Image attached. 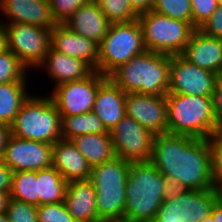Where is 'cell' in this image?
<instances>
[{
    "label": "cell",
    "instance_id": "obj_1",
    "mask_svg": "<svg viewBox=\"0 0 222 222\" xmlns=\"http://www.w3.org/2000/svg\"><path fill=\"white\" fill-rule=\"evenodd\" d=\"M150 161L163 176L177 177L189 190L214 188L208 139L157 134Z\"/></svg>",
    "mask_w": 222,
    "mask_h": 222
},
{
    "label": "cell",
    "instance_id": "obj_2",
    "mask_svg": "<svg viewBox=\"0 0 222 222\" xmlns=\"http://www.w3.org/2000/svg\"><path fill=\"white\" fill-rule=\"evenodd\" d=\"M171 55L146 50L120 65L108 77L125 93L166 96Z\"/></svg>",
    "mask_w": 222,
    "mask_h": 222
},
{
    "label": "cell",
    "instance_id": "obj_3",
    "mask_svg": "<svg viewBox=\"0 0 222 222\" xmlns=\"http://www.w3.org/2000/svg\"><path fill=\"white\" fill-rule=\"evenodd\" d=\"M165 177L151 161L131 162L126 181L124 220L153 222L161 207Z\"/></svg>",
    "mask_w": 222,
    "mask_h": 222
},
{
    "label": "cell",
    "instance_id": "obj_4",
    "mask_svg": "<svg viewBox=\"0 0 222 222\" xmlns=\"http://www.w3.org/2000/svg\"><path fill=\"white\" fill-rule=\"evenodd\" d=\"M131 162L119 157L91 167L90 181L96 191V208L101 222L124 219L126 181Z\"/></svg>",
    "mask_w": 222,
    "mask_h": 222
},
{
    "label": "cell",
    "instance_id": "obj_5",
    "mask_svg": "<svg viewBox=\"0 0 222 222\" xmlns=\"http://www.w3.org/2000/svg\"><path fill=\"white\" fill-rule=\"evenodd\" d=\"M168 133L208 139L216 132L210 97L167 94Z\"/></svg>",
    "mask_w": 222,
    "mask_h": 222
},
{
    "label": "cell",
    "instance_id": "obj_6",
    "mask_svg": "<svg viewBox=\"0 0 222 222\" xmlns=\"http://www.w3.org/2000/svg\"><path fill=\"white\" fill-rule=\"evenodd\" d=\"M12 136L54 144L61 136V116L50 95H30L10 125Z\"/></svg>",
    "mask_w": 222,
    "mask_h": 222
},
{
    "label": "cell",
    "instance_id": "obj_7",
    "mask_svg": "<svg viewBox=\"0 0 222 222\" xmlns=\"http://www.w3.org/2000/svg\"><path fill=\"white\" fill-rule=\"evenodd\" d=\"M146 50L138 19L128 23H111L99 44L98 68L95 71L108 77L120 65Z\"/></svg>",
    "mask_w": 222,
    "mask_h": 222
},
{
    "label": "cell",
    "instance_id": "obj_8",
    "mask_svg": "<svg viewBox=\"0 0 222 222\" xmlns=\"http://www.w3.org/2000/svg\"><path fill=\"white\" fill-rule=\"evenodd\" d=\"M145 48L166 55H180L196 30L189 22L152 10L139 14Z\"/></svg>",
    "mask_w": 222,
    "mask_h": 222
},
{
    "label": "cell",
    "instance_id": "obj_9",
    "mask_svg": "<svg viewBox=\"0 0 222 222\" xmlns=\"http://www.w3.org/2000/svg\"><path fill=\"white\" fill-rule=\"evenodd\" d=\"M221 196L215 188L188 190L183 195L164 200L153 222H201L211 214Z\"/></svg>",
    "mask_w": 222,
    "mask_h": 222
},
{
    "label": "cell",
    "instance_id": "obj_10",
    "mask_svg": "<svg viewBox=\"0 0 222 222\" xmlns=\"http://www.w3.org/2000/svg\"><path fill=\"white\" fill-rule=\"evenodd\" d=\"M7 47L29 69H36L51 47V30L25 23L5 24Z\"/></svg>",
    "mask_w": 222,
    "mask_h": 222
},
{
    "label": "cell",
    "instance_id": "obj_11",
    "mask_svg": "<svg viewBox=\"0 0 222 222\" xmlns=\"http://www.w3.org/2000/svg\"><path fill=\"white\" fill-rule=\"evenodd\" d=\"M110 132L115 156L130 162L150 161L155 134L129 116Z\"/></svg>",
    "mask_w": 222,
    "mask_h": 222
},
{
    "label": "cell",
    "instance_id": "obj_12",
    "mask_svg": "<svg viewBox=\"0 0 222 222\" xmlns=\"http://www.w3.org/2000/svg\"><path fill=\"white\" fill-rule=\"evenodd\" d=\"M106 78L107 76L94 71L83 80L54 87L50 97L60 116L80 115L92 111L98 88Z\"/></svg>",
    "mask_w": 222,
    "mask_h": 222
},
{
    "label": "cell",
    "instance_id": "obj_13",
    "mask_svg": "<svg viewBox=\"0 0 222 222\" xmlns=\"http://www.w3.org/2000/svg\"><path fill=\"white\" fill-rule=\"evenodd\" d=\"M219 76L194 65L180 55H171L168 94L213 97Z\"/></svg>",
    "mask_w": 222,
    "mask_h": 222
},
{
    "label": "cell",
    "instance_id": "obj_14",
    "mask_svg": "<svg viewBox=\"0 0 222 222\" xmlns=\"http://www.w3.org/2000/svg\"><path fill=\"white\" fill-rule=\"evenodd\" d=\"M1 160L13 171L52 167V144L11 136Z\"/></svg>",
    "mask_w": 222,
    "mask_h": 222
},
{
    "label": "cell",
    "instance_id": "obj_15",
    "mask_svg": "<svg viewBox=\"0 0 222 222\" xmlns=\"http://www.w3.org/2000/svg\"><path fill=\"white\" fill-rule=\"evenodd\" d=\"M126 116L157 134L168 133L166 96L126 93Z\"/></svg>",
    "mask_w": 222,
    "mask_h": 222
},
{
    "label": "cell",
    "instance_id": "obj_16",
    "mask_svg": "<svg viewBox=\"0 0 222 222\" xmlns=\"http://www.w3.org/2000/svg\"><path fill=\"white\" fill-rule=\"evenodd\" d=\"M0 13L5 24L25 23L52 30L56 25L49 0H0Z\"/></svg>",
    "mask_w": 222,
    "mask_h": 222
},
{
    "label": "cell",
    "instance_id": "obj_17",
    "mask_svg": "<svg viewBox=\"0 0 222 222\" xmlns=\"http://www.w3.org/2000/svg\"><path fill=\"white\" fill-rule=\"evenodd\" d=\"M51 47L85 61L94 71L98 68L99 45L68 29L64 24H56L51 30Z\"/></svg>",
    "mask_w": 222,
    "mask_h": 222
},
{
    "label": "cell",
    "instance_id": "obj_18",
    "mask_svg": "<svg viewBox=\"0 0 222 222\" xmlns=\"http://www.w3.org/2000/svg\"><path fill=\"white\" fill-rule=\"evenodd\" d=\"M181 55L194 65L222 76V39L196 29Z\"/></svg>",
    "mask_w": 222,
    "mask_h": 222
},
{
    "label": "cell",
    "instance_id": "obj_19",
    "mask_svg": "<svg viewBox=\"0 0 222 222\" xmlns=\"http://www.w3.org/2000/svg\"><path fill=\"white\" fill-rule=\"evenodd\" d=\"M125 97L126 93L109 77L100 84L92 111L107 131H111L126 116Z\"/></svg>",
    "mask_w": 222,
    "mask_h": 222
},
{
    "label": "cell",
    "instance_id": "obj_20",
    "mask_svg": "<svg viewBox=\"0 0 222 222\" xmlns=\"http://www.w3.org/2000/svg\"><path fill=\"white\" fill-rule=\"evenodd\" d=\"M37 69H45L48 76L54 80L55 87L64 83L83 80L94 72L85 61L60 53L52 47Z\"/></svg>",
    "mask_w": 222,
    "mask_h": 222
},
{
    "label": "cell",
    "instance_id": "obj_21",
    "mask_svg": "<svg viewBox=\"0 0 222 222\" xmlns=\"http://www.w3.org/2000/svg\"><path fill=\"white\" fill-rule=\"evenodd\" d=\"M52 166L67 182L90 179L91 166L71 140L59 139L52 144Z\"/></svg>",
    "mask_w": 222,
    "mask_h": 222
},
{
    "label": "cell",
    "instance_id": "obj_22",
    "mask_svg": "<svg viewBox=\"0 0 222 222\" xmlns=\"http://www.w3.org/2000/svg\"><path fill=\"white\" fill-rule=\"evenodd\" d=\"M95 199L96 191L90 180L67 182L64 202L77 222H101Z\"/></svg>",
    "mask_w": 222,
    "mask_h": 222
},
{
    "label": "cell",
    "instance_id": "obj_23",
    "mask_svg": "<svg viewBox=\"0 0 222 222\" xmlns=\"http://www.w3.org/2000/svg\"><path fill=\"white\" fill-rule=\"evenodd\" d=\"M110 24L96 2H87L80 6L64 23L68 29L98 45L107 34Z\"/></svg>",
    "mask_w": 222,
    "mask_h": 222
},
{
    "label": "cell",
    "instance_id": "obj_24",
    "mask_svg": "<svg viewBox=\"0 0 222 222\" xmlns=\"http://www.w3.org/2000/svg\"><path fill=\"white\" fill-rule=\"evenodd\" d=\"M71 141L91 167L115 157L110 133L83 134Z\"/></svg>",
    "mask_w": 222,
    "mask_h": 222
},
{
    "label": "cell",
    "instance_id": "obj_25",
    "mask_svg": "<svg viewBox=\"0 0 222 222\" xmlns=\"http://www.w3.org/2000/svg\"><path fill=\"white\" fill-rule=\"evenodd\" d=\"M28 81L0 84V123L11 125L23 102L30 96Z\"/></svg>",
    "mask_w": 222,
    "mask_h": 222
},
{
    "label": "cell",
    "instance_id": "obj_26",
    "mask_svg": "<svg viewBox=\"0 0 222 222\" xmlns=\"http://www.w3.org/2000/svg\"><path fill=\"white\" fill-rule=\"evenodd\" d=\"M38 206L64 202L67 181L53 166L36 171Z\"/></svg>",
    "mask_w": 222,
    "mask_h": 222
},
{
    "label": "cell",
    "instance_id": "obj_27",
    "mask_svg": "<svg viewBox=\"0 0 222 222\" xmlns=\"http://www.w3.org/2000/svg\"><path fill=\"white\" fill-rule=\"evenodd\" d=\"M110 133L93 111L80 115L61 116L62 139L72 140L83 134Z\"/></svg>",
    "mask_w": 222,
    "mask_h": 222
},
{
    "label": "cell",
    "instance_id": "obj_28",
    "mask_svg": "<svg viewBox=\"0 0 222 222\" xmlns=\"http://www.w3.org/2000/svg\"><path fill=\"white\" fill-rule=\"evenodd\" d=\"M10 198L38 206L36 171L14 172Z\"/></svg>",
    "mask_w": 222,
    "mask_h": 222
},
{
    "label": "cell",
    "instance_id": "obj_29",
    "mask_svg": "<svg viewBox=\"0 0 222 222\" xmlns=\"http://www.w3.org/2000/svg\"><path fill=\"white\" fill-rule=\"evenodd\" d=\"M96 3L110 23H128L138 19L129 0H97Z\"/></svg>",
    "mask_w": 222,
    "mask_h": 222
},
{
    "label": "cell",
    "instance_id": "obj_30",
    "mask_svg": "<svg viewBox=\"0 0 222 222\" xmlns=\"http://www.w3.org/2000/svg\"><path fill=\"white\" fill-rule=\"evenodd\" d=\"M151 10L192 25L191 0H153Z\"/></svg>",
    "mask_w": 222,
    "mask_h": 222
},
{
    "label": "cell",
    "instance_id": "obj_31",
    "mask_svg": "<svg viewBox=\"0 0 222 222\" xmlns=\"http://www.w3.org/2000/svg\"><path fill=\"white\" fill-rule=\"evenodd\" d=\"M27 68L10 51L0 53V84L11 81H27Z\"/></svg>",
    "mask_w": 222,
    "mask_h": 222
},
{
    "label": "cell",
    "instance_id": "obj_32",
    "mask_svg": "<svg viewBox=\"0 0 222 222\" xmlns=\"http://www.w3.org/2000/svg\"><path fill=\"white\" fill-rule=\"evenodd\" d=\"M208 143L211 149L214 188L222 193V132L212 134Z\"/></svg>",
    "mask_w": 222,
    "mask_h": 222
},
{
    "label": "cell",
    "instance_id": "obj_33",
    "mask_svg": "<svg viewBox=\"0 0 222 222\" xmlns=\"http://www.w3.org/2000/svg\"><path fill=\"white\" fill-rule=\"evenodd\" d=\"M10 222H39L37 206L10 198L6 212Z\"/></svg>",
    "mask_w": 222,
    "mask_h": 222
},
{
    "label": "cell",
    "instance_id": "obj_34",
    "mask_svg": "<svg viewBox=\"0 0 222 222\" xmlns=\"http://www.w3.org/2000/svg\"><path fill=\"white\" fill-rule=\"evenodd\" d=\"M39 222H77L68 212L65 202L37 206Z\"/></svg>",
    "mask_w": 222,
    "mask_h": 222
},
{
    "label": "cell",
    "instance_id": "obj_35",
    "mask_svg": "<svg viewBox=\"0 0 222 222\" xmlns=\"http://www.w3.org/2000/svg\"><path fill=\"white\" fill-rule=\"evenodd\" d=\"M87 0H49L51 14L56 24H64Z\"/></svg>",
    "mask_w": 222,
    "mask_h": 222
},
{
    "label": "cell",
    "instance_id": "obj_36",
    "mask_svg": "<svg viewBox=\"0 0 222 222\" xmlns=\"http://www.w3.org/2000/svg\"><path fill=\"white\" fill-rule=\"evenodd\" d=\"M217 0H191L192 26L199 29L215 12Z\"/></svg>",
    "mask_w": 222,
    "mask_h": 222
},
{
    "label": "cell",
    "instance_id": "obj_37",
    "mask_svg": "<svg viewBox=\"0 0 222 222\" xmlns=\"http://www.w3.org/2000/svg\"><path fill=\"white\" fill-rule=\"evenodd\" d=\"M205 35L222 39V6L218 5L215 12L199 28Z\"/></svg>",
    "mask_w": 222,
    "mask_h": 222
},
{
    "label": "cell",
    "instance_id": "obj_38",
    "mask_svg": "<svg viewBox=\"0 0 222 222\" xmlns=\"http://www.w3.org/2000/svg\"><path fill=\"white\" fill-rule=\"evenodd\" d=\"M212 101L216 132H222V76L217 78Z\"/></svg>",
    "mask_w": 222,
    "mask_h": 222
},
{
    "label": "cell",
    "instance_id": "obj_39",
    "mask_svg": "<svg viewBox=\"0 0 222 222\" xmlns=\"http://www.w3.org/2000/svg\"><path fill=\"white\" fill-rule=\"evenodd\" d=\"M165 183L163 187L164 200L171 199L175 196L185 194L189 189L181 184V181L175 176H164Z\"/></svg>",
    "mask_w": 222,
    "mask_h": 222
},
{
    "label": "cell",
    "instance_id": "obj_40",
    "mask_svg": "<svg viewBox=\"0 0 222 222\" xmlns=\"http://www.w3.org/2000/svg\"><path fill=\"white\" fill-rule=\"evenodd\" d=\"M13 171L0 160V192H10Z\"/></svg>",
    "mask_w": 222,
    "mask_h": 222
},
{
    "label": "cell",
    "instance_id": "obj_41",
    "mask_svg": "<svg viewBox=\"0 0 222 222\" xmlns=\"http://www.w3.org/2000/svg\"><path fill=\"white\" fill-rule=\"evenodd\" d=\"M11 136L12 132L10 125L0 123V160Z\"/></svg>",
    "mask_w": 222,
    "mask_h": 222
},
{
    "label": "cell",
    "instance_id": "obj_42",
    "mask_svg": "<svg viewBox=\"0 0 222 222\" xmlns=\"http://www.w3.org/2000/svg\"><path fill=\"white\" fill-rule=\"evenodd\" d=\"M132 9L139 15L152 9L153 0H129Z\"/></svg>",
    "mask_w": 222,
    "mask_h": 222
},
{
    "label": "cell",
    "instance_id": "obj_43",
    "mask_svg": "<svg viewBox=\"0 0 222 222\" xmlns=\"http://www.w3.org/2000/svg\"><path fill=\"white\" fill-rule=\"evenodd\" d=\"M7 47V32L5 22L0 20V53L5 52Z\"/></svg>",
    "mask_w": 222,
    "mask_h": 222
},
{
    "label": "cell",
    "instance_id": "obj_44",
    "mask_svg": "<svg viewBox=\"0 0 222 222\" xmlns=\"http://www.w3.org/2000/svg\"><path fill=\"white\" fill-rule=\"evenodd\" d=\"M211 214L215 222H222V196L214 204Z\"/></svg>",
    "mask_w": 222,
    "mask_h": 222
},
{
    "label": "cell",
    "instance_id": "obj_45",
    "mask_svg": "<svg viewBox=\"0 0 222 222\" xmlns=\"http://www.w3.org/2000/svg\"><path fill=\"white\" fill-rule=\"evenodd\" d=\"M10 192H0V213H5L8 201L10 199Z\"/></svg>",
    "mask_w": 222,
    "mask_h": 222
},
{
    "label": "cell",
    "instance_id": "obj_46",
    "mask_svg": "<svg viewBox=\"0 0 222 222\" xmlns=\"http://www.w3.org/2000/svg\"><path fill=\"white\" fill-rule=\"evenodd\" d=\"M0 222H10L6 213H0Z\"/></svg>",
    "mask_w": 222,
    "mask_h": 222
},
{
    "label": "cell",
    "instance_id": "obj_47",
    "mask_svg": "<svg viewBox=\"0 0 222 222\" xmlns=\"http://www.w3.org/2000/svg\"><path fill=\"white\" fill-rule=\"evenodd\" d=\"M201 222H215L212 214L207 216L205 219H203Z\"/></svg>",
    "mask_w": 222,
    "mask_h": 222
},
{
    "label": "cell",
    "instance_id": "obj_48",
    "mask_svg": "<svg viewBox=\"0 0 222 222\" xmlns=\"http://www.w3.org/2000/svg\"><path fill=\"white\" fill-rule=\"evenodd\" d=\"M218 1V5L222 6V0H217Z\"/></svg>",
    "mask_w": 222,
    "mask_h": 222
},
{
    "label": "cell",
    "instance_id": "obj_49",
    "mask_svg": "<svg viewBox=\"0 0 222 222\" xmlns=\"http://www.w3.org/2000/svg\"><path fill=\"white\" fill-rule=\"evenodd\" d=\"M117 222H132V221H127V220H121V221H117Z\"/></svg>",
    "mask_w": 222,
    "mask_h": 222
},
{
    "label": "cell",
    "instance_id": "obj_50",
    "mask_svg": "<svg viewBox=\"0 0 222 222\" xmlns=\"http://www.w3.org/2000/svg\"><path fill=\"white\" fill-rule=\"evenodd\" d=\"M97 0H87V2H96Z\"/></svg>",
    "mask_w": 222,
    "mask_h": 222
}]
</instances>
